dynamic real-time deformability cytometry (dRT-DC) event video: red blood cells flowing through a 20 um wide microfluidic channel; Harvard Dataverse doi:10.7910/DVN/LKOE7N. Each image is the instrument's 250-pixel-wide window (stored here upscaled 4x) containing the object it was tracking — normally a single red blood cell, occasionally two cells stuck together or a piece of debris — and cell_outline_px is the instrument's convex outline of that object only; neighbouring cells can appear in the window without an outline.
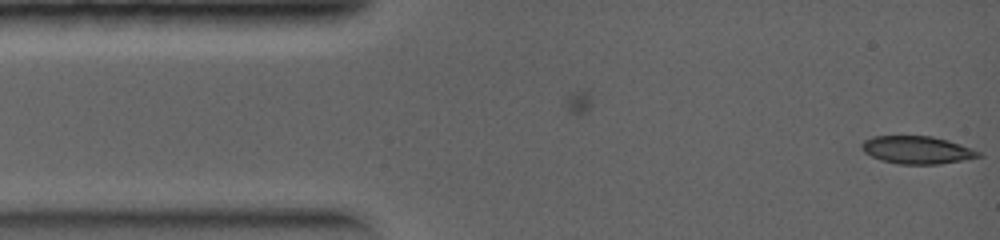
{"species": "common noctule bat (a hibernating species)", "species_latin": "Nyctalus noctula", "temperature_condition": "warm", "stored_images_in_passage": 2, "camera_frame_rate_fps": 5000, "um_per_image_px": 0.085, "animal": {"sex": "female", "body_mass_g": 19.0, "forearm_length_mm": 56.7}, "frame": {"image": 1, "passage_image": 2, "time_ms": 0.8, "image_size_px": [1000, 240], "cell_outline_px": [[984, 156], [940, 164], [896, 164], [880, 160], [864, 152], [860, 148], [860, 144], [864, 140], [872, 136], [932, 136], [948, 140], [960, 144], [980, 152]], "centroid_in_image_um": [77.92, 12.75], "position_along_channel_um": 7.1, "area_um2": 18.96}}